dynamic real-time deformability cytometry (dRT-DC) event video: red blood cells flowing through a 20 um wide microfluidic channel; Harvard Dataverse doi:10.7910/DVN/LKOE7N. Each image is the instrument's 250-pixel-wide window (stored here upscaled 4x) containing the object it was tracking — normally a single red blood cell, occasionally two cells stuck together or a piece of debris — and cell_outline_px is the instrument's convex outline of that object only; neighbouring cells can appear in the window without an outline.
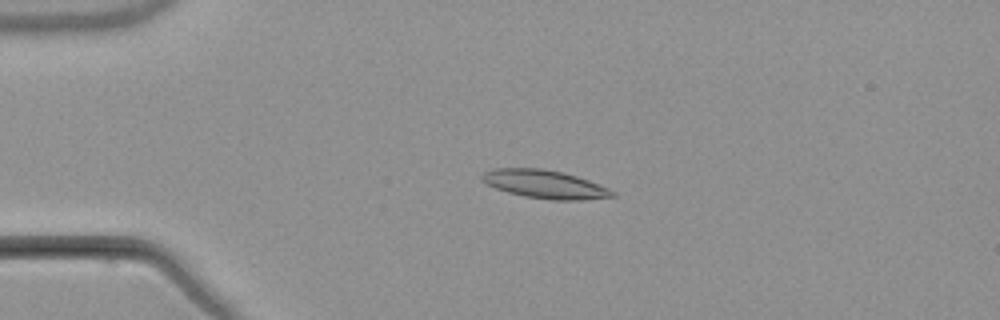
{"species": "common noctule bat (a hibernating species)", "species_latin": "Nyctalus noctula", "temperature_condition": "warm", "stored_images_in_passage": 4, "camera_frame_rate_fps": 3000, "um_per_image_px": 0.085, "animal": {"sex": "male", "body_mass_g": 21.5, "forearm_length_mm": 52.0}, "frame": {"image": 1, "passage_image": 3, "time_ms": 2.667, "image_size_px": [1000, 320], "cell_outline_px": [[616, 196], [584, 200], [552, 200], [524, 196], [508, 192], [496, 188], [480, 180], [480, 176], [484, 172], [492, 168], [544, 168], [564, 172], [600, 184], [616, 192]], "centroid_in_image_um": [46.32, 15.65], "position_along_channel_um": 38.7, "area_um2": 21.68}}
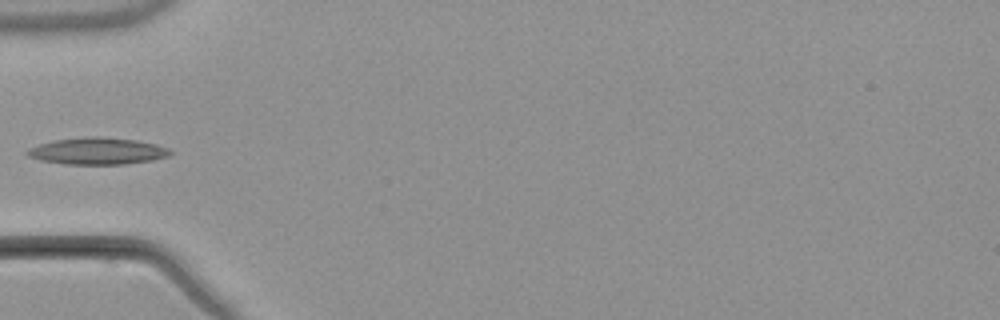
{"frame": {"image": 2, "passage_image": 4, "time_ms": 4.667, "image_size_px": [1000, 320], "cell_outline_px": [[172, 152], [168, 156], [152, 160], [124, 164], [64, 164], [40, 160], [28, 156], [24, 152], [28, 148], [52, 140], [92, 136], [100, 136], [136, 140], [156, 144], [168, 148]], "centroid_in_image_um": [8.25, 12.83], "position_along_channel_um": 76.7, "area_um2": 22.37}}